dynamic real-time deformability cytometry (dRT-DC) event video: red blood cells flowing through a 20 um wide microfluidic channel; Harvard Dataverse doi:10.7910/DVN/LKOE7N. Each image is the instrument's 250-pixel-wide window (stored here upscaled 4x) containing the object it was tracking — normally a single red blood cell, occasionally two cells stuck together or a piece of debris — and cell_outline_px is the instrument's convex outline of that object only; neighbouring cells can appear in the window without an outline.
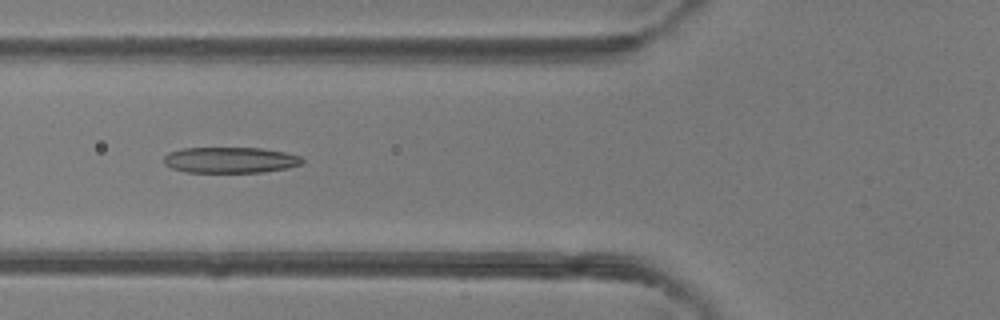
{"species": "common noctule bat (a hibernating species)", "species_latin": "Nyctalus noctula", "temperature_condition": "room temperature", "stored_images_in_passage": 49, "camera_frame_rate_fps": 3000, "um_per_image_px": 0.085, "animal": {"sex": "female"}, "frame": {"image": 1, "passage_image": 19, "time_ms": 6.0, "image_size_px": [1000, 320], "cell_outline_px": [[304, 160], [300, 164], [288, 168], [264, 172], [184, 172], [172, 168], [164, 164], [164, 156], [168, 152], [180, 148], [260, 148], [284, 152], [300, 156]], "centroid_in_image_um": [19.54, 13.6], "position_along_channel_um": 106.3, "area_um2": 20.92}}
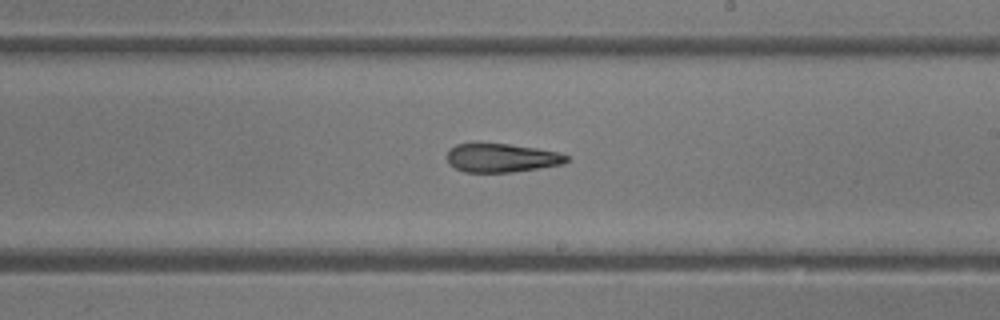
{"frame": {"image": 2, "passage_image": 29, "time_ms": 9.333, "image_size_px": [1000, 320], "cell_outline_px": [[568, 160], [564, 164], [512, 172], [464, 172], [448, 164], [448, 148], [456, 144], [480, 140], [536, 148], [556, 152], [568, 156]], "centroid_in_image_um": [42.55, 13.38], "position_along_channel_um": 246.4, "area_um2": 20.52}}
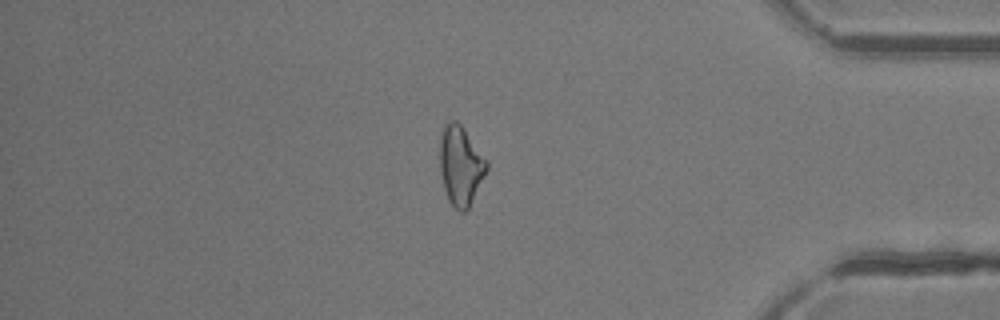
{"frame": {"image": 3, "passage_image": 42, "time_ms": 13.667, "image_size_px": [1000, 320], "cell_outline_px": [[488, 168], [468, 208], [464, 212], [460, 212], [448, 200], [444, 188], [440, 172], [440, 136], [444, 124], [448, 120], [456, 120], [460, 124], [488, 160]], "centroid_in_image_um": [39.14, 14.04], "position_along_channel_um": 396.1, "area_um2": 21.56}, "authors_computed_cell_mechanics": {"area_um2": 21.675, "velocity_mm_per_s": 4.2046, "shape_relaxation_time_tau1_ms": 5.5695, "shape_relaxation_time_tau2_ms": 3.1486, "deformation_change_tau1": 0.1945, "deformation_change_tau2": 0.1459}}